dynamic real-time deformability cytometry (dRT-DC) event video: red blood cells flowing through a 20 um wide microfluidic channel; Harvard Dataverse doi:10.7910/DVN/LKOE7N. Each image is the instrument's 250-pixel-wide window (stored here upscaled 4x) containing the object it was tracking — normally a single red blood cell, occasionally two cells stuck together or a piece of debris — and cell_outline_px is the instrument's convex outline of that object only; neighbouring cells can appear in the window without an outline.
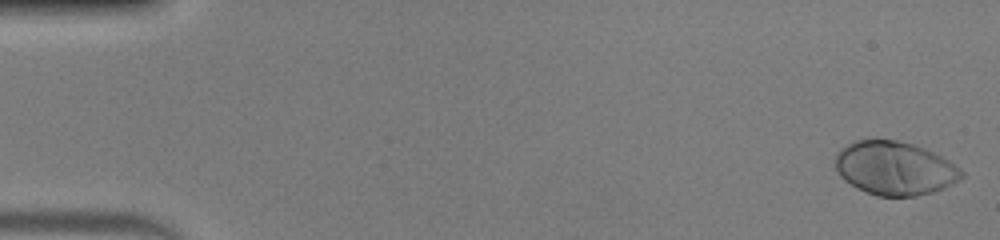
{"species": "human", "species_latin": "Homo sapiens", "temperature_condition": "warm", "stored_images_in_passage": 51, "camera_frame_rate_fps": 3000, "um_per_image_px": 0.085, "donor": {"sex": "male"}, "frame": {"image": 1, "passage_image": 1, "time_ms": 0.0, "image_size_px": [1000, 240], "cell_outline_px": [[964, 176], [960, 180], [944, 188], [932, 192], [916, 196], [876, 196], [856, 188], [844, 180], [840, 176], [836, 168], [836, 152], [840, 148], [852, 140], [896, 140], [912, 144], [924, 148], [948, 160], [960, 168], [964, 172]], "centroid_in_image_um": [76.03, 14.3], "position_along_channel_um": 9.0, "area_um2": 39.54}}
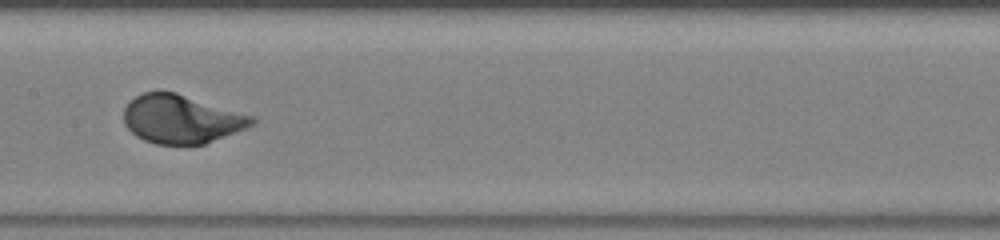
{"frame": {"image": 2, "passage_image": 26, "time_ms": 8.333, "image_size_px": [1000, 240], "cell_outline_px": [[256, 124], [248, 128], [204, 144], [156, 144], [144, 140], [136, 136], [124, 124], [124, 108], [136, 96], [144, 92], [176, 92], [256, 116]], "centroid_in_image_um": [15.47, 10.12], "position_along_channel_um": 191.9, "area_um2": 36.36}}
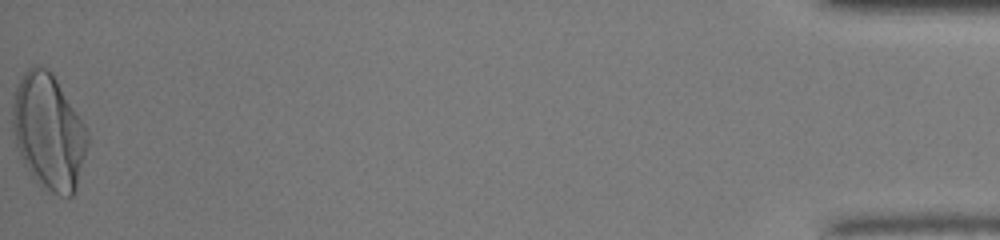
{"frame": {"image": 3, "passage_image": 51, "time_ms": 16.667, "image_size_px": [1000, 240], "cell_outline_px": [[88, 144], [76, 192], [72, 196], [60, 196], [52, 192], [40, 184], [32, 176], [24, 164], [20, 156], [16, 144], [12, 128], [12, 92], [16, 84], [24, 72], [28, 68], [36, 64], [40, 64], [48, 68], [52, 72], [84, 124], [88, 132]], "centroid_in_image_um": [4.11, 11.17], "position_along_channel_um": 431.1, "area_um2": 50.86}}